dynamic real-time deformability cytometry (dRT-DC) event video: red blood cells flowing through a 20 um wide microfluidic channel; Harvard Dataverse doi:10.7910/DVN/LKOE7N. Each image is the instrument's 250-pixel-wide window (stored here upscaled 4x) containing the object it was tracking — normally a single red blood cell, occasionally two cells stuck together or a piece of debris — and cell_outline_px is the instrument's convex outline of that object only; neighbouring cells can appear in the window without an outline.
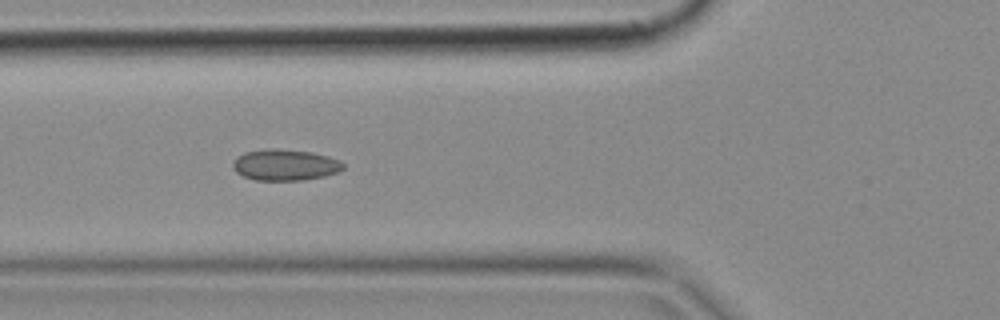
{"species": "common noctule bat (a hibernating species)", "species_latin": "Nyctalus noctula", "temperature_condition": "cold", "stored_images_in_passage": 8, "camera_frame_rate_fps": 3000, "um_per_image_px": 0.085, "animal": {"sex": "female", "body_mass_g": 18.4}, "frame": {"image": 1, "passage_image": 6, "time_ms": 1.667, "image_size_px": [1000, 320], "cell_outline_px": [[344, 168], [340, 172], [324, 176], [304, 180], [256, 180], [244, 176], [236, 172], [232, 168], [232, 164], [244, 152], [268, 148], [276, 148], [312, 152], [328, 156], [340, 160], [344, 164]], "centroid_in_image_um": [24.27, 14.01], "position_along_channel_um": 101.5, "area_um2": 20.11}}
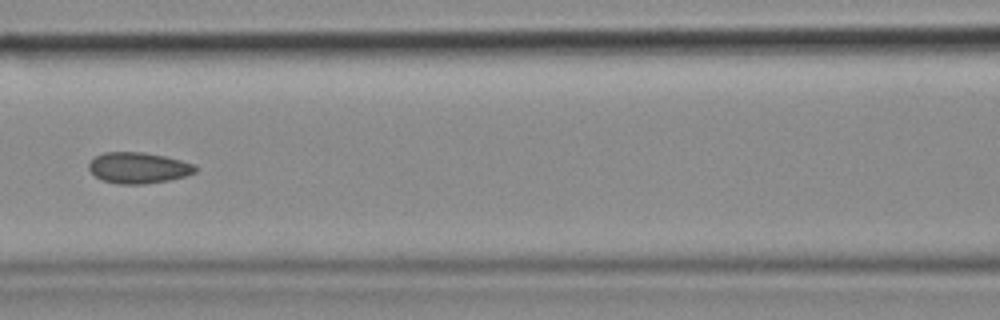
{"frame": {"image": 2, "passage_image": 7, "time_ms": 2.0, "image_size_px": [1000, 320], "cell_outline_px": [[196, 172], [184, 176], [168, 180], [144, 184], [120, 184], [100, 180], [88, 168], [88, 164], [96, 156], [104, 152], [144, 152], [164, 156], [180, 160], [192, 164], [196, 168]], "centroid_in_image_um": [11.73, 14.26], "position_along_channel_um": 154.9, "area_um2": 19.07}}